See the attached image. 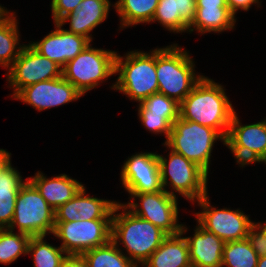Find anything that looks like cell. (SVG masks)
<instances>
[{
    "label": "cell",
    "mask_w": 266,
    "mask_h": 267,
    "mask_svg": "<svg viewBox=\"0 0 266 267\" xmlns=\"http://www.w3.org/2000/svg\"><path fill=\"white\" fill-rule=\"evenodd\" d=\"M234 112L222 86L203 76L180 103L179 117L213 128L226 138Z\"/></svg>",
    "instance_id": "1"
},
{
    "label": "cell",
    "mask_w": 266,
    "mask_h": 267,
    "mask_svg": "<svg viewBox=\"0 0 266 267\" xmlns=\"http://www.w3.org/2000/svg\"><path fill=\"white\" fill-rule=\"evenodd\" d=\"M119 209L127 210L124 204L117 203L114 207L111 240L116 245H118V239L121 240L130 256L129 259L136 266H138L137 261L143 265L161 245L167 234L151 222L134 215L130 210L116 215L115 212Z\"/></svg>",
    "instance_id": "2"
},
{
    "label": "cell",
    "mask_w": 266,
    "mask_h": 267,
    "mask_svg": "<svg viewBox=\"0 0 266 267\" xmlns=\"http://www.w3.org/2000/svg\"><path fill=\"white\" fill-rule=\"evenodd\" d=\"M193 67L188 53L177 45L156 49L158 92L180 104L203 77H197Z\"/></svg>",
    "instance_id": "3"
},
{
    "label": "cell",
    "mask_w": 266,
    "mask_h": 267,
    "mask_svg": "<svg viewBox=\"0 0 266 267\" xmlns=\"http://www.w3.org/2000/svg\"><path fill=\"white\" fill-rule=\"evenodd\" d=\"M123 57L116 55L115 73H120L113 89L122 91L131 99L140 103L158 92L156 74V49L148 53L129 52L123 63Z\"/></svg>",
    "instance_id": "4"
},
{
    "label": "cell",
    "mask_w": 266,
    "mask_h": 267,
    "mask_svg": "<svg viewBox=\"0 0 266 267\" xmlns=\"http://www.w3.org/2000/svg\"><path fill=\"white\" fill-rule=\"evenodd\" d=\"M216 139L225 142V138L217 130L179 117L172 124L165 145L196 163L208 174L211 151Z\"/></svg>",
    "instance_id": "5"
},
{
    "label": "cell",
    "mask_w": 266,
    "mask_h": 267,
    "mask_svg": "<svg viewBox=\"0 0 266 267\" xmlns=\"http://www.w3.org/2000/svg\"><path fill=\"white\" fill-rule=\"evenodd\" d=\"M30 237L45 236L55 228V210L41 196L36 187L29 181L20 188L15 203L13 220L8 229Z\"/></svg>",
    "instance_id": "6"
},
{
    "label": "cell",
    "mask_w": 266,
    "mask_h": 267,
    "mask_svg": "<svg viewBox=\"0 0 266 267\" xmlns=\"http://www.w3.org/2000/svg\"><path fill=\"white\" fill-rule=\"evenodd\" d=\"M116 52L90 46L62 67V76L82 95L115 74Z\"/></svg>",
    "instance_id": "7"
},
{
    "label": "cell",
    "mask_w": 266,
    "mask_h": 267,
    "mask_svg": "<svg viewBox=\"0 0 266 267\" xmlns=\"http://www.w3.org/2000/svg\"><path fill=\"white\" fill-rule=\"evenodd\" d=\"M169 156L167 162L166 158L157 154L163 189H166L168 176H170L172 189L182 196L191 201L195 199L198 201L206 196L208 174L196 163L173 150L169 153Z\"/></svg>",
    "instance_id": "8"
},
{
    "label": "cell",
    "mask_w": 266,
    "mask_h": 267,
    "mask_svg": "<svg viewBox=\"0 0 266 267\" xmlns=\"http://www.w3.org/2000/svg\"><path fill=\"white\" fill-rule=\"evenodd\" d=\"M112 219L55 222L53 234L60 238L66 254H79L107 244L111 240Z\"/></svg>",
    "instance_id": "9"
},
{
    "label": "cell",
    "mask_w": 266,
    "mask_h": 267,
    "mask_svg": "<svg viewBox=\"0 0 266 267\" xmlns=\"http://www.w3.org/2000/svg\"><path fill=\"white\" fill-rule=\"evenodd\" d=\"M129 194L141 200L140 206L135 202L124 205L131 209L134 215L151 222L167 235H175L181 232L182 224H177L178 204L174 192L163 189L159 192ZM138 207L141 208L138 209Z\"/></svg>",
    "instance_id": "10"
},
{
    "label": "cell",
    "mask_w": 266,
    "mask_h": 267,
    "mask_svg": "<svg viewBox=\"0 0 266 267\" xmlns=\"http://www.w3.org/2000/svg\"><path fill=\"white\" fill-rule=\"evenodd\" d=\"M234 112L224 144L242 166L252 162L266 163V120L242 126Z\"/></svg>",
    "instance_id": "11"
},
{
    "label": "cell",
    "mask_w": 266,
    "mask_h": 267,
    "mask_svg": "<svg viewBox=\"0 0 266 267\" xmlns=\"http://www.w3.org/2000/svg\"><path fill=\"white\" fill-rule=\"evenodd\" d=\"M60 68V69H59ZM8 80L15 96L22 88L62 76V67L42 56L30 44L23 46L18 58L9 67Z\"/></svg>",
    "instance_id": "12"
},
{
    "label": "cell",
    "mask_w": 266,
    "mask_h": 267,
    "mask_svg": "<svg viewBox=\"0 0 266 267\" xmlns=\"http://www.w3.org/2000/svg\"><path fill=\"white\" fill-rule=\"evenodd\" d=\"M203 212L196 213L199 225L208 232L214 233L224 242L242 240L247 238L249 229L255 224L241 211L212 208L208 196L198 200Z\"/></svg>",
    "instance_id": "13"
},
{
    "label": "cell",
    "mask_w": 266,
    "mask_h": 267,
    "mask_svg": "<svg viewBox=\"0 0 266 267\" xmlns=\"http://www.w3.org/2000/svg\"><path fill=\"white\" fill-rule=\"evenodd\" d=\"M122 184L129 193L163 190L157 154L139 153L131 156L121 171Z\"/></svg>",
    "instance_id": "14"
},
{
    "label": "cell",
    "mask_w": 266,
    "mask_h": 267,
    "mask_svg": "<svg viewBox=\"0 0 266 267\" xmlns=\"http://www.w3.org/2000/svg\"><path fill=\"white\" fill-rule=\"evenodd\" d=\"M81 96L82 94L61 76L28 85L22 88L14 98L22 100L40 111L69 103Z\"/></svg>",
    "instance_id": "15"
},
{
    "label": "cell",
    "mask_w": 266,
    "mask_h": 267,
    "mask_svg": "<svg viewBox=\"0 0 266 267\" xmlns=\"http://www.w3.org/2000/svg\"><path fill=\"white\" fill-rule=\"evenodd\" d=\"M55 25L57 28L55 31L49 33L41 41L33 42L30 45L42 56L64 67L68 61L82 52L90 44V41L81 35L61 29L62 25L59 22Z\"/></svg>",
    "instance_id": "16"
},
{
    "label": "cell",
    "mask_w": 266,
    "mask_h": 267,
    "mask_svg": "<svg viewBox=\"0 0 266 267\" xmlns=\"http://www.w3.org/2000/svg\"><path fill=\"white\" fill-rule=\"evenodd\" d=\"M117 202L85 196L83 187L71 200L55 210V222L112 219Z\"/></svg>",
    "instance_id": "17"
},
{
    "label": "cell",
    "mask_w": 266,
    "mask_h": 267,
    "mask_svg": "<svg viewBox=\"0 0 266 267\" xmlns=\"http://www.w3.org/2000/svg\"><path fill=\"white\" fill-rule=\"evenodd\" d=\"M189 245L191 265L197 267H222L225 242L199 224L194 236L185 237Z\"/></svg>",
    "instance_id": "18"
},
{
    "label": "cell",
    "mask_w": 266,
    "mask_h": 267,
    "mask_svg": "<svg viewBox=\"0 0 266 267\" xmlns=\"http://www.w3.org/2000/svg\"><path fill=\"white\" fill-rule=\"evenodd\" d=\"M109 8V0H83L78 9L68 13L59 23L64 25L66 21H70V30L67 31L91 42L89 32L107 18Z\"/></svg>",
    "instance_id": "19"
},
{
    "label": "cell",
    "mask_w": 266,
    "mask_h": 267,
    "mask_svg": "<svg viewBox=\"0 0 266 267\" xmlns=\"http://www.w3.org/2000/svg\"><path fill=\"white\" fill-rule=\"evenodd\" d=\"M185 227H181V232L175 235H167L161 245L150 255L143 264L146 267H189L190 254L189 245L185 237L181 235L185 232Z\"/></svg>",
    "instance_id": "20"
},
{
    "label": "cell",
    "mask_w": 266,
    "mask_h": 267,
    "mask_svg": "<svg viewBox=\"0 0 266 267\" xmlns=\"http://www.w3.org/2000/svg\"><path fill=\"white\" fill-rule=\"evenodd\" d=\"M28 180L54 210L71 200L84 187L66 174L48 179L38 172Z\"/></svg>",
    "instance_id": "21"
},
{
    "label": "cell",
    "mask_w": 266,
    "mask_h": 267,
    "mask_svg": "<svg viewBox=\"0 0 266 267\" xmlns=\"http://www.w3.org/2000/svg\"><path fill=\"white\" fill-rule=\"evenodd\" d=\"M25 182L10 163L0 168V229L9 228L13 220L17 194Z\"/></svg>",
    "instance_id": "22"
},
{
    "label": "cell",
    "mask_w": 266,
    "mask_h": 267,
    "mask_svg": "<svg viewBox=\"0 0 266 267\" xmlns=\"http://www.w3.org/2000/svg\"><path fill=\"white\" fill-rule=\"evenodd\" d=\"M234 15L228 7H205L197 8L195 17L189 25V31H193L191 27H196L198 32H221L226 29H232L235 23Z\"/></svg>",
    "instance_id": "23"
},
{
    "label": "cell",
    "mask_w": 266,
    "mask_h": 267,
    "mask_svg": "<svg viewBox=\"0 0 266 267\" xmlns=\"http://www.w3.org/2000/svg\"><path fill=\"white\" fill-rule=\"evenodd\" d=\"M159 0H119L115 8L120 15L124 27L138 23L151 22Z\"/></svg>",
    "instance_id": "24"
},
{
    "label": "cell",
    "mask_w": 266,
    "mask_h": 267,
    "mask_svg": "<svg viewBox=\"0 0 266 267\" xmlns=\"http://www.w3.org/2000/svg\"><path fill=\"white\" fill-rule=\"evenodd\" d=\"M117 247L110 240L107 244L85 251L81 255L86 260L88 267H137Z\"/></svg>",
    "instance_id": "25"
},
{
    "label": "cell",
    "mask_w": 266,
    "mask_h": 267,
    "mask_svg": "<svg viewBox=\"0 0 266 267\" xmlns=\"http://www.w3.org/2000/svg\"><path fill=\"white\" fill-rule=\"evenodd\" d=\"M7 15L0 21V65L10 67L11 63L18 58L23 46L16 51V45H19L17 20L14 14Z\"/></svg>",
    "instance_id": "26"
},
{
    "label": "cell",
    "mask_w": 266,
    "mask_h": 267,
    "mask_svg": "<svg viewBox=\"0 0 266 267\" xmlns=\"http://www.w3.org/2000/svg\"><path fill=\"white\" fill-rule=\"evenodd\" d=\"M258 254L247 238L225 242L222 254V266L257 267Z\"/></svg>",
    "instance_id": "27"
},
{
    "label": "cell",
    "mask_w": 266,
    "mask_h": 267,
    "mask_svg": "<svg viewBox=\"0 0 266 267\" xmlns=\"http://www.w3.org/2000/svg\"><path fill=\"white\" fill-rule=\"evenodd\" d=\"M45 236L31 237L28 243L27 253L33 254L34 267H61L66 252L62 247H53L44 240Z\"/></svg>",
    "instance_id": "28"
},
{
    "label": "cell",
    "mask_w": 266,
    "mask_h": 267,
    "mask_svg": "<svg viewBox=\"0 0 266 267\" xmlns=\"http://www.w3.org/2000/svg\"><path fill=\"white\" fill-rule=\"evenodd\" d=\"M30 238L24 233L15 234L10 229H0V263H11L21 254H28Z\"/></svg>",
    "instance_id": "29"
},
{
    "label": "cell",
    "mask_w": 266,
    "mask_h": 267,
    "mask_svg": "<svg viewBox=\"0 0 266 267\" xmlns=\"http://www.w3.org/2000/svg\"><path fill=\"white\" fill-rule=\"evenodd\" d=\"M158 21L170 31L182 32L189 24L178 13L177 0H159L153 22Z\"/></svg>",
    "instance_id": "30"
},
{
    "label": "cell",
    "mask_w": 266,
    "mask_h": 267,
    "mask_svg": "<svg viewBox=\"0 0 266 267\" xmlns=\"http://www.w3.org/2000/svg\"><path fill=\"white\" fill-rule=\"evenodd\" d=\"M149 115L179 116L180 104L162 93H155L139 104Z\"/></svg>",
    "instance_id": "31"
},
{
    "label": "cell",
    "mask_w": 266,
    "mask_h": 267,
    "mask_svg": "<svg viewBox=\"0 0 266 267\" xmlns=\"http://www.w3.org/2000/svg\"><path fill=\"white\" fill-rule=\"evenodd\" d=\"M138 111L139 118L149 131L164 133L167 139L171 132L172 124L179 118V116L149 115L140 105Z\"/></svg>",
    "instance_id": "32"
},
{
    "label": "cell",
    "mask_w": 266,
    "mask_h": 267,
    "mask_svg": "<svg viewBox=\"0 0 266 267\" xmlns=\"http://www.w3.org/2000/svg\"><path fill=\"white\" fill-rule=\"evenodd\" d=\"M82 1L83 0H52L51 10L54 22H60L68 13L78 9Z\"/></svg>",
    "instance_id": "33"
},
{
    "label": "cell",
    "mask_w": 266,
    "mask_h": 267,
    "mask_svg": "<svg viewBox=\"0 0 266 267\" xmlns=\"http://www.w3.org/2000/svg\"><path fill=\"white\" fill-rule=\"evenodd\" d=\"M260 230V231H256ZM247 240L258 254V257L266 256V235L254 224L248 232Z\"/></svg>",
    "instance_id": "34"
},
{
    "label": "cell",
    "mask_w": 266,
    "mask_h": 267,
    "mask_svg": "<svg viewBox=\"0 0 266 267\" xmlns=\"http://www.w3.org/2000/svg\"><path fill=\"white\" fill-rule=\"evenodd\" d=\"M178 13L190 25L196 13V0H177Z\"/></svg>",
    "instance_id": "35"
},
{
    "label": "cell",
    "mask_w": 266,
    "mask_h": 267,
    "mask_svg": "<svg viewBox=\"0 0 266 267\" xmlns=\"http://www.w3.org/2000/svg\"><path fill=\"white\" fill-rule=\"evenodd\" d=\"M61 267H88V265L82 255L67 254Z\"/></svg>",
    "instance_id": "36"
},
{
    "label": "cell",
    "mask_w": 266,
    "mask_h": 267,
    "mask_svg": "<svg viewBox=\"0 0 266 267\" xmlns=\"http://www.w3.org/2000/svg\"><path fill=\"white\" fill-rule=\"evenodd\" d=\"M228 9L235 15L236 11L241 8V10H248L252 3H257L258 0H226Z\"/></svg>",
    "instance_id": "37"
},
{
    "label": "cell",
    "mask_w": 266,
    "mask_h": 267,
    "mask_svg": "<svg viewBox=\"0 0 266 267\" xmlns=\"http://www.w3.org/2000/svg\"><path fill=\"white\" fill-rule=\"evenodd\" d=\"M228 7L226 0H196V8Z\"/></svg>",
    "instance_id": "38"
},
{
    "label": "cell",
    "mask_w": 266,
    "mask_h": 267,
    "mask_svg": "<svg viewBox=\"0 0 266 267\" xmlns=\"http://www.w3.org/2000/svg\"><path fill=\"white\" fill-rule=\"evenodd\" d=\"M10 159V154L4 149H0V168Z\"/></svg>",
    "instance_id": "39"
},
{
    "label": "cell",
    "mask_w": 266,
    "mask_h": 267,
    "mask_svg": "<svg viewBox=\"0 0 266 267\" xmlns=\"http://www.w3.org/2000/svg\"><path fill=\"white\" fill-rule=\"evenodd\" d=\"M257 267H266V256L259 257Z\"/></svg>",
    "instance_id": "40"
},
{
    "label": "cell",
    "mask_w": 266,
    "mask_h": 267,
    "mask_svg": "<svg viewBox=\"0 0 266 267\" xmlns=\"http://www.w3.org/2000/svg\"><path fill=\"white\" fill-rule=\"evenodd\" d=\"M7 14H9L8 11H6L5 9H3L1 6H0V21H2L5 16H7Z\"/></svg>",
    "instance_id": "41"
},
{
    "label": "cell",
    "mask_w": 266,
    "mask_h": 267,
    "mask_svg": "<svg viewBox=\"0 0 266 267\" xmlns=\"http://www.w3.org/2000/svg\"><path fill=\"white\" fill-rule=\"evenodd\" d=\"M256 226L259 228V229H261L263 232H264V234L266 235V223L264 224V226L262 227V225L259 223H257L256 224Z\"/></svg>",
    "instance_id": "42"
}]
</instances>
